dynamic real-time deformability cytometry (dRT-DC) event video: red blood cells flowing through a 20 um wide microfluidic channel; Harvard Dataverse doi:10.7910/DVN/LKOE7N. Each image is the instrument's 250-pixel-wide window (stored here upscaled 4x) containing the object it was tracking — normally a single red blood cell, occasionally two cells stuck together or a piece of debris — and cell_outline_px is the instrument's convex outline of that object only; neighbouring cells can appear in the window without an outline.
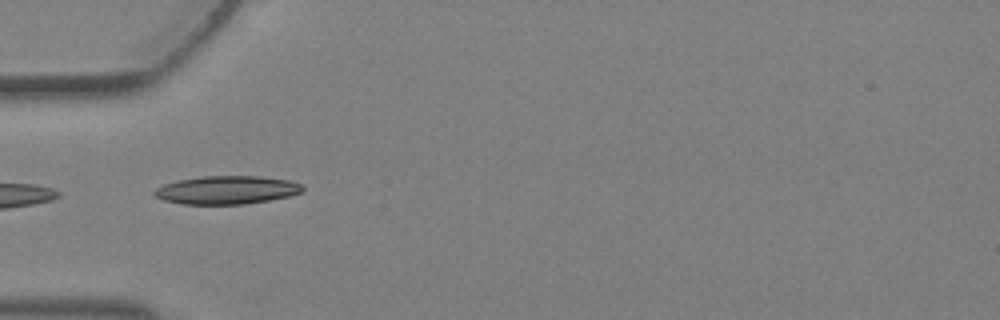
{"species": "Egyptian fruit bat (a non-hibernating species)", "species_latin": "Rousettus aegyptiacus", "temperature_condition": "warm", "stored_images_in_passage": 4, "camera_frame_rate_fps": 3000, "um_per_image_px": 0.085, "animal": {"sex": "female"}, "frame": {"image": 1, "passage_image": 4, "time_ms": 1.0, "image_size_px": [1000, 320], "cell_outline_px": [[304, 192], [288, 196], [268, 200], [244, 204], [180, 204], [164, 200], [156, 196], [152, 192], [156, 188], [164, 184], [176, 180], [204, 176], [260, 176], [288, 180], [300, 184], [304, 188]], "centroid_in_image_um": [19.26, 16.15], "position_along_channel_um": 65.7, "area_um2": 24.39}}